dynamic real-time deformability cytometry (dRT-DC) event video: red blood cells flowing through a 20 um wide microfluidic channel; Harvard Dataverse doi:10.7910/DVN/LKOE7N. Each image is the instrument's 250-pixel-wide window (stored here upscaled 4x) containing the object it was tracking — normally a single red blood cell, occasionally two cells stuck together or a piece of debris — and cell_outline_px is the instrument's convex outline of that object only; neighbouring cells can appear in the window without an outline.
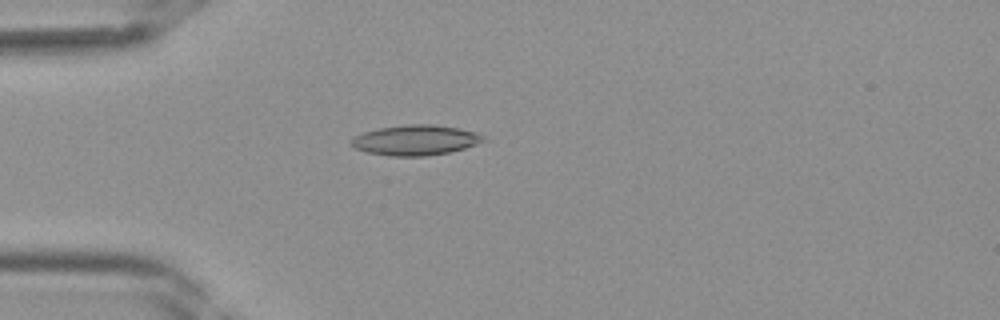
{"species": "Egyptian fruit bat (a non-hibernating species)", "species_latin": "Rousettus aegyptiacus", "temperature_condition": "room temperature", "stored_images_in_passage": 39, "camera_frame_rate_fps": 3000, "um_per_image_px": 0.085, "frame": {"image": 1, "passage_image": 10, "time_ms": 3.0, "image_size_px": [1000, 320], "cell_outline_px": [[488, 140], [464, 148], [448, 152], [424, 156], [388, 156], [368, 152], [352, 148], [348, 144], [348, 140], [364, 132], [380, 128], [408, 124], [432, 124], [456, 128], [476, 132], [484, 136]], "centroid_in_image_um": [35.27, 11.91], "position_along_channel_um": 49.7, "area_um2": 23.29}}
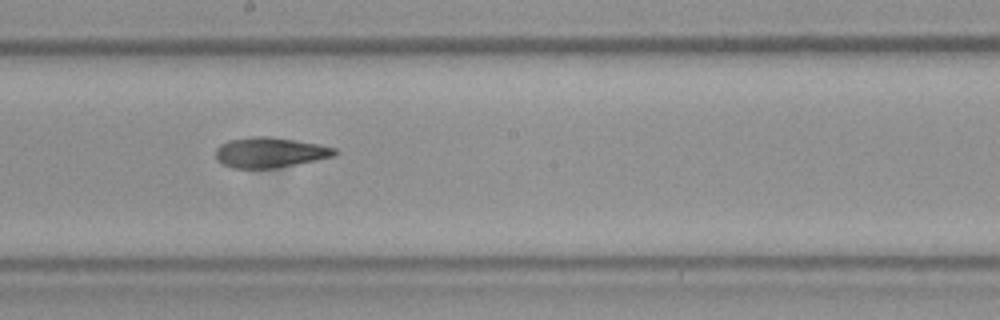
{"frame": {"image": 2, "passage_image": 21, "time_ms": 6.667, "image_size_px": [1000, 320], "cell_outline_px": [[340, 152], [336, 156], [276, 168], [232, 168], [216, 160], [216, 148], [220, 144], [228, 140], [248, 136], [272, 136], [296, 140], [336, 148]], "centroid_in_image_um": [22.94, 12.95], "position_along_channel_um": 225.3, "area_um2": 21.21}}
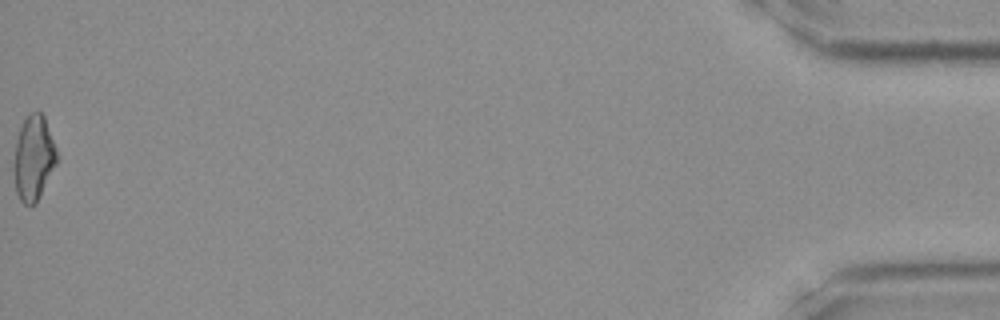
{"frame": {"image": 3, "passage_image": 39, "time_ms": 12.667, "image_size_px": [1000, 320], "cell_outline_px": [[56, 164], [36, 204], [24, 204], [20, 200], [16, 192], [12, 172], [12, 164], [16, 140], [20, 128], [28, 112], [40, 112], [44, 116], [56, 148]], "centroid_in_image_um": [2.81, 13.44], "position_along_channel_um": 432.4, "area_um2": 21.39}}